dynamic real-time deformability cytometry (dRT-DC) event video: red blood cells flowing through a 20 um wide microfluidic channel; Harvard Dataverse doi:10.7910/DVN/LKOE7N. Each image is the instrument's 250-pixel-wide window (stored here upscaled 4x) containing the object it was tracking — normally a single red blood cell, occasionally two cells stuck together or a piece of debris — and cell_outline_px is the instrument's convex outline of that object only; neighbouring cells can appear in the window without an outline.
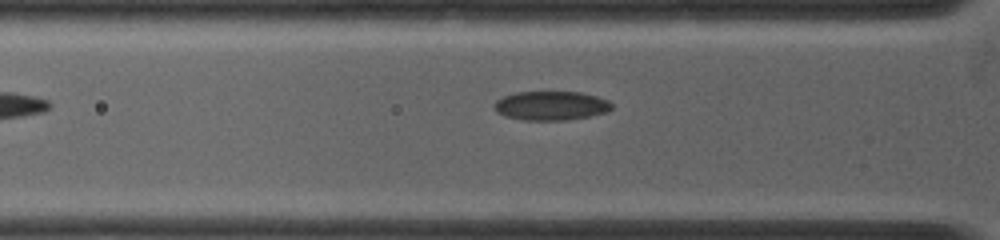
{"species": "common noctule bat (a hibernating species)", "species_latin": "Nyctalus noctula", "temperature_condition": "warm", "stored_images_in_passage": 8, "camera_frame_rate_fps": 5000, "um_per_image_px": 0.085, "animal": {"sex": "female", "body_mass_g": 19.0, "forearm_length_mm": 53.3}, "frame": {"image": 1, "passage_image": 7, "time_ms": 1.2, "image_size_px": [1000, 240], "cell_outline_px": [[612, 108], [608, 112], [568, 120], [524, 120], [504, 116], [496, 112], [492, 108], [492, 104], [496, 100], [504, 96], [516, 92], [544, 88], [548, 88], [580, 92], [596, 96], [608, 100], [612, 104]], "centroid_in_image_um": [46.79, 8.92], "position_along_channel_um": 79.0, "area_um2": 21.04}}